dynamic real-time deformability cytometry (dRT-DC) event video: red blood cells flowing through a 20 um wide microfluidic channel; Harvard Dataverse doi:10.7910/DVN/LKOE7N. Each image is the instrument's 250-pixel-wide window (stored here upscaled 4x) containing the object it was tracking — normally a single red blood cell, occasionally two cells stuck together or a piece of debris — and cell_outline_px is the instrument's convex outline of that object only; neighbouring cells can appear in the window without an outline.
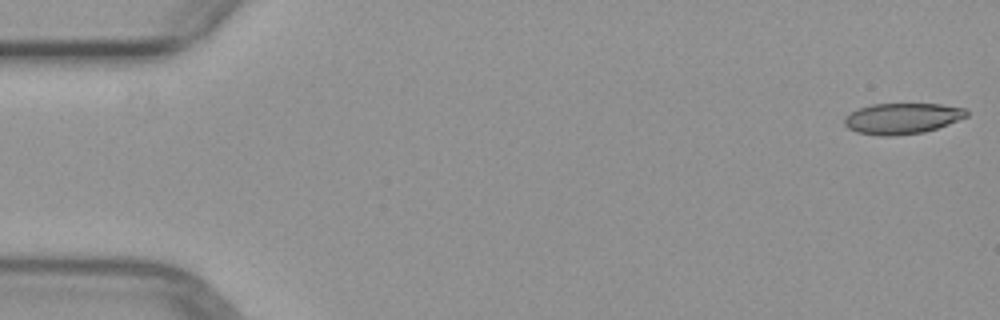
{"species": "common noctule bat (a hibernating species)", "species_latin": "Nyctalus noctula", "temperature_condition": "warm", "stored_images_in_passage": 4, "segment_of_instrument_passage": [1, 2], "camera_frame_rate_fps": 3000, "um_per_image_px": 0.085, "animal": {"sex": "female", "body_mass_g": 29.2, "forearm_length_mm": 56.3}, "frame": {"image": 1, "passage_image": 1, "time_ms": 0.0, "image_size_px": [1000, 320], "cell_outline_px": [[968, 116], [948, 124], [924, 132], [892, 136], [880, 136], [856, 132], [848, 128], [844, 124], [844, 116], [860, 108], [872, 104], [940, 104], [968, 108]], "centroid_in_image_um": [76.69, 10.07], "position_along_channel_um": 8.3, "area_um2": 22.02}}